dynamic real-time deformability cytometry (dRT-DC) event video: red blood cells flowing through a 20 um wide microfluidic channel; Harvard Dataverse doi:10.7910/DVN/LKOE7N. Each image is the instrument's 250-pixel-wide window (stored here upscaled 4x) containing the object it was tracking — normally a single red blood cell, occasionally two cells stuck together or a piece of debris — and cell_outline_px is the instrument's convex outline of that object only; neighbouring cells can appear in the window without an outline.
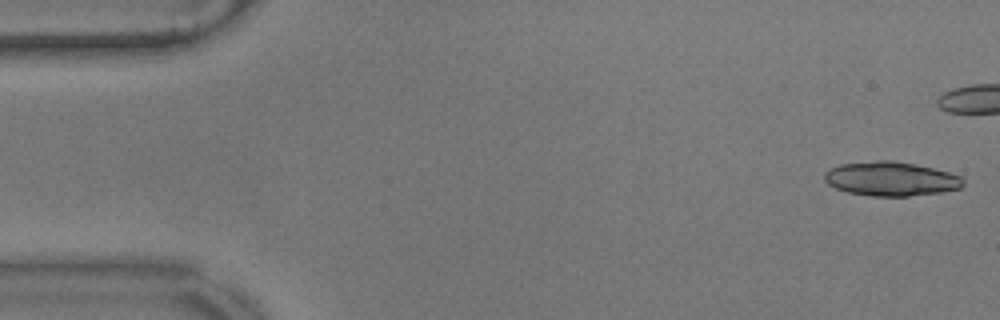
{"species": "common noctule bat (a hibernating species)", "species_latin": "Nyctalus noctula", "temperature_condition": "warm", "stored_images_in_passage": 13, "camera_frame_rate_fps": 3000, "um_per_image_px": 0.085, "animal": {"sex": "male", "body_mass_g": 17.9}, "frame": {"image": 1, "passage_image": 1, "time_ms": 0.0, "image_size_px": [1000, 320], "cell_outline_px": [[964, 184], [960, 188], [940, 192], [908, 196], [872, 196], [848, 192], [836, 188], [828, 184], [824, 180], [824, 172], [840, 164], [876, 160], [892, 160], [932, 168], [948, 172], [960, 176], [964, 180]], "centroid_in_image_um": [75.71, 15.2], "position_along_channel_um": 9.3, "area_um2": 27.46}}